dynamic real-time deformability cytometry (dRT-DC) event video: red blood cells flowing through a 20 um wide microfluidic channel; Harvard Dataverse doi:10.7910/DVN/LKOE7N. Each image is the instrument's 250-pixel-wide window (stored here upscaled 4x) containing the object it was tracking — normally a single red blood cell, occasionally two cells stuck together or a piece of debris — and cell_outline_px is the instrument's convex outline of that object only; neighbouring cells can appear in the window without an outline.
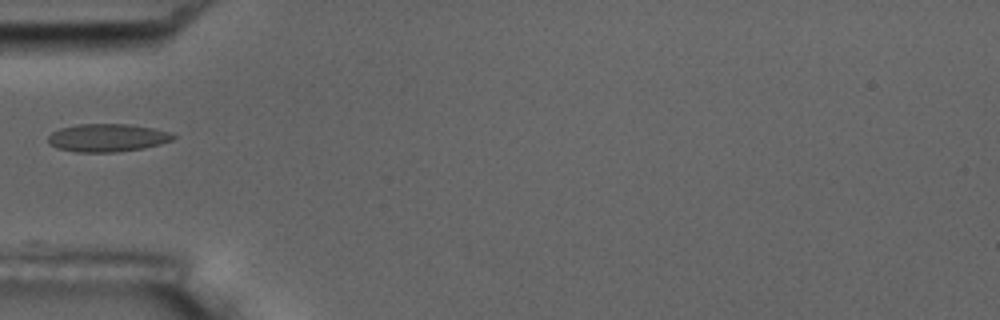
{"species": "common noctule bat (a hibernating species)", "species_latin": "Nyctalus noctula", "temperature_condition": "room temperature", "stored_images_in_passage": 2, "camera_frame_rate_fps": 3000, "um_per_image_px": 0.085, "animal": {"sex": "male", "body_mass_g": 17.5, "forearm_length_mm": 52.3}, "frame": {"image": 1, "passage_image": 2, "time_ms": 1.333, "image_size_px": [1000, 320], "cell_outline_px": [[176, 136], [172, 140], [160, 144], [144, 148], [116, 152], [76, 152], [56, 148], [48, 144], [48, 136], [52, 132], [60, 128], [76, 124], [128, 124], [152, 128], [168, 132]], "centroid_in_image_um": [9.08, 11.71], "position_along_channel_um": 75.9, "area_um2": 20.4}}